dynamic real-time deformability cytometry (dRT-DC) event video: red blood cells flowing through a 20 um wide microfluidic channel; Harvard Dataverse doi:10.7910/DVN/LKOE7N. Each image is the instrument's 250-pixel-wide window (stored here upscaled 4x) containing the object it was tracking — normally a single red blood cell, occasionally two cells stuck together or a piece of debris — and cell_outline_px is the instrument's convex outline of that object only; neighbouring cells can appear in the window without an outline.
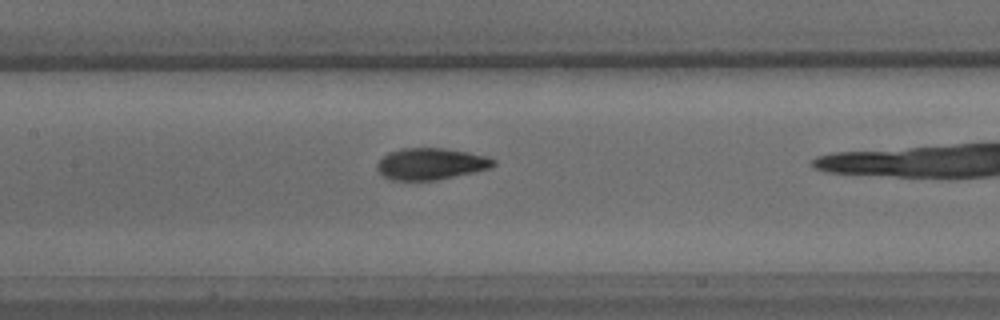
{"species": "common noctule bat (a hibernating species)", "species_latin": "Nyctalus noctula", "temperature_condition": "warm", "stored_images_in_passage": 9, "camera_frame_rate_fps": 3000, "um_per_image_px": 0.085, "animal": {"sex": "male", "body_mass_g": 15.6}, "frame": {"image": 1, "passage_image": 8, "time_ms": 9.0, "image_size_px": [1000, 320], "cell_outline_px": [[496, 164], [492, 168], [436, 180], [392, 180], [384, 176], [376, 168], [376, 164], [388, 152], [404, 148], [444, 148], [468, 152], [488, 156], [496, 160]], "centroid_in_image_um": [36.65, 13.92], "position_along_channel_um": 170.7, "area_um2": 21.44}}